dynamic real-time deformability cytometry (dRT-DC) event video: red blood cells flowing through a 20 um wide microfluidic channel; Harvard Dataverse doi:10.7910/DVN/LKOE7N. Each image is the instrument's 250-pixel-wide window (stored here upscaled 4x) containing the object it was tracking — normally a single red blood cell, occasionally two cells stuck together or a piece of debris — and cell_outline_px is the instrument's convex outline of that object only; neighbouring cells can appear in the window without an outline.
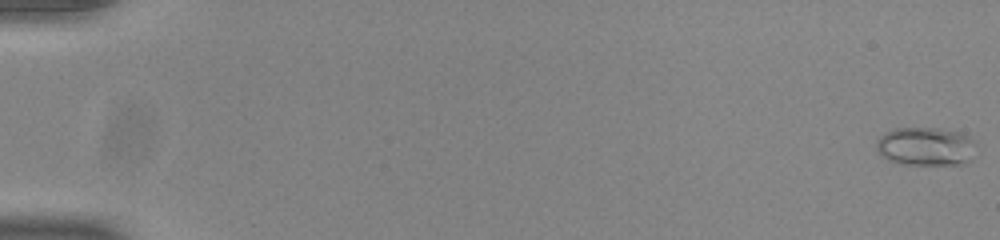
{"species": "common noctule bat (a hibernating species)", "species_latin": "Nyctalus noctula", "temperature_condition": "room temperature", "stored_images_in_passage": 54, "camera_frame_rate_fps": 3000, "um_per_image_px": 0.085, "animal": {"sex": "male", "body_mass_g": 20.0, "forearm_length_mm": 53.3}, "frame": {"image": 1, "passage_image": 1, "time_ms": 0.0, "image_size_px": [1000, 240], "cell_outline_px": [[976, 144], [972, 160], [964, 164], [900, 164], [888, 160], [880, 156], [876, 148], [876, 140], [884, 132], [896, 128], [940, 128], [960, 132], [976, 140]], "centroid_in_image_um": [78.69, 12.44], "position_along_channel_um": 6.3, "area_um2": 22.83}}
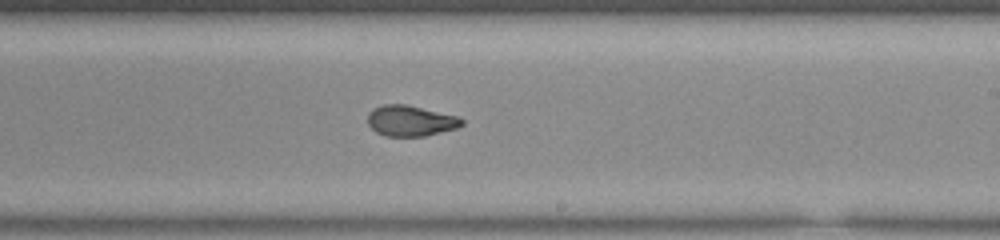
{"frame": {"image": 2, "passage_image": 34, "time_ms": 11.0, "image_size_px": [1000, 240], "cell_outline_px": [[464, 124], [456, 128], [424, 136], [384, 136], [376, 132], [368, 124], [368, 112], [372, 108], [384, 104], [404, 104], [456, 116], [464, 120]], "centroid_in_image_um": [34.85, 10.27], "position_along_channel_um": 254.1, "area_um2": 16.7}}
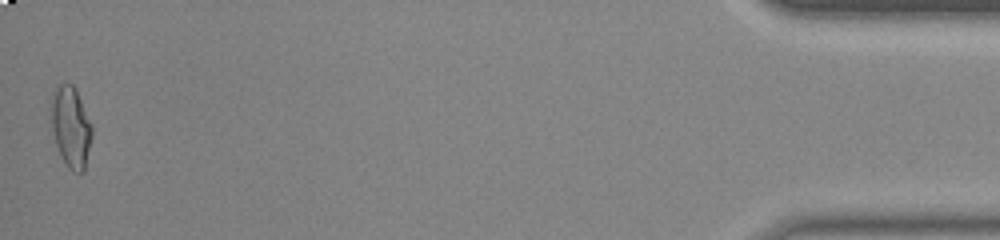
{"frame": {"image": 3, "passage_image": 54, "time_ms": 17.667, "image_size_px": [1000, 240], "cell_outline_px": [[92, 136], [84, 172], [72, 172], [68, 168], [56, 144], [52, 128], [52, 100], [60, 84], [72, 84], [76, 88], [92, 124]], "centroid_in_image_um": [6.07, 10.82], "position_along_channel_um": 429.1, "area_um2": 18.84}, "authors_computed_cell_mechanics": {"area_um2": 17.6868, "velocity_mm_per_s": 3.902, "shape_relaxation_time_tau1_ms": 8.2346, "shape_relaxation_time_tau2_ms": 1.5647, "deformation_change_tau1": 0.2005, "deformation_change_tau2": 0.0743}}